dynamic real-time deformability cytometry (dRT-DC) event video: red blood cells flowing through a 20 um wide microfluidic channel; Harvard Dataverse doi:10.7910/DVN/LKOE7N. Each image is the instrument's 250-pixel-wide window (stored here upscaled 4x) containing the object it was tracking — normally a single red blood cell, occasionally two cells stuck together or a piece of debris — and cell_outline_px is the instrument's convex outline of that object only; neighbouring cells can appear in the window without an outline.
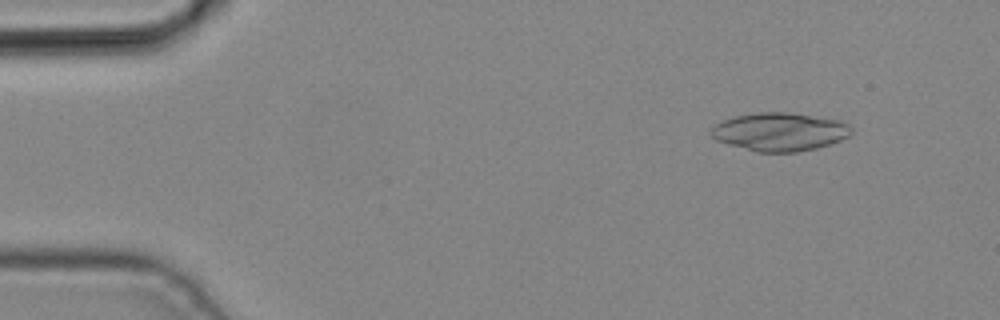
{"species": "common noctule bat (a hibernating species)", "species_latin": "Nyctalus noctula", "temperature_condition": "cold", "stored_images_in_passage": 4, "camera_frame_rate_fps": 3000, "um_per_image_px": 0.085, "animal": {"sex": "male", "body_mass_g": 19.2, "forearm_length_mm": 51.8}, "frame": {"image": 1, "passage_image": 2, "time_ms": 0.333, "image_size_px": [1000, 320], "cell_outline_px": [[852, 132], [848, 136], [840, 140], [816, 148], [796, 152], [756, 152], [728, 144], [716, 140], [712, 136], [712, 128], [720, 120], [736, 116], [756, 112], [788, 112], [840, 120], [848, 124], [852, 128]], "centroid_in_image_um": [66.27, 11.2], "position_along_channel_um": 18.7, "area_um2": 31.21}}